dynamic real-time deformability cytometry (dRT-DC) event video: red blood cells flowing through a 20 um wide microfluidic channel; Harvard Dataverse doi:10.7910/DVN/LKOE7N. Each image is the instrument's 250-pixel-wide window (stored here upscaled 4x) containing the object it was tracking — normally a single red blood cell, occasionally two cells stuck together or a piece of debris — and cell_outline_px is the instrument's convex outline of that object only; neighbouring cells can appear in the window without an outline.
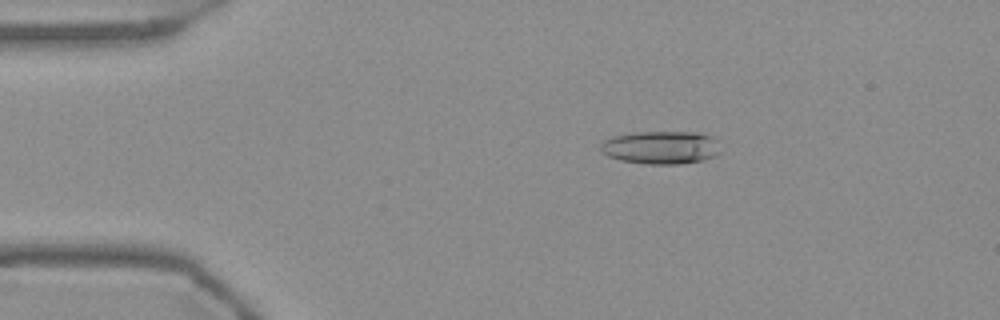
{"species": "Egyptian fruit bat (a non-hibernating species)", "species_latin": "Rousettus aegyptiacus", "temperature_condition": "warm", "stored_images_in_passage": 50, "camera_frame_rate_fps": 3000, "um_per_image_px": 0.085, "frame": {"image": 1, "passage_image": 5, "time_ms": 1.333, "image_size_px": [1000, 320], "cell_outline_px": [[724, 152], [716, 156], [700, 160], [680, 164], [648, 164], [620, 160], [608, 156], [600, 148], [600, 144], [604, 140], [612, 136], [632, 132], [696, 132], [712, 136], [716, 140]], "centroid_in_image_um": [56.22, 12.53], "position_along_channel_um": 28.8, "area_um2": 23.35}}
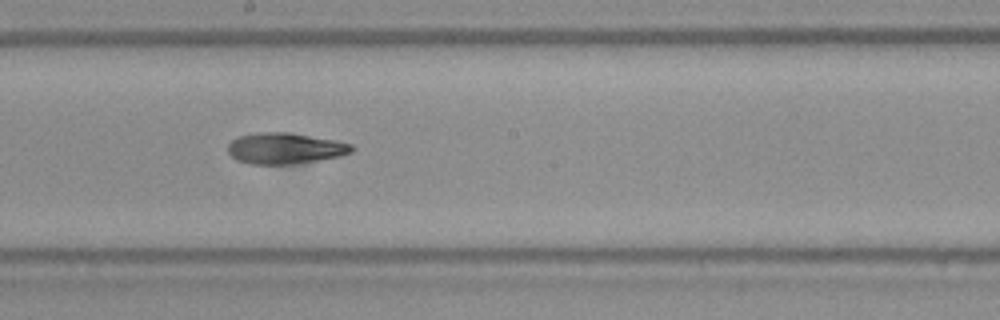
{"frame": {"image": 2, "passage_image": 25, "time_ms": 8.0, "image_size_px": [1000, 320], "cell_outline_px": [[356, 148], [352, 152], [340, 156], [292, 164], [248, 164], [236, 160], [228, 152], [228, 144], [232, 140], [240, 136], [256, 132], [288, 132], [336, 140], [352, 144]], "centroid_in_image_um": [24.23, 12.6], "position_along_channel_um": 224.0, "area_um2": 22.48}}
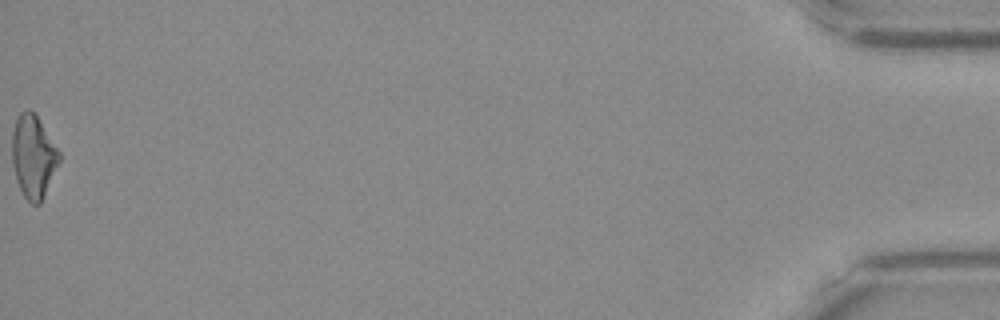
{"frame": {"image": 3, "passage_image": 50, "time_ms": 16.333, "image_size_px": [1000, 320], "cell_outline_px": [[60, 160], [44, 196], [40, 204], [32, 204], [24, 196], [16, 180], [12, 164], [12, 132], [16, 116], [20, 112], [28, 108], [36, 116], [60, 152]], "centroid_in_image_um": [2.81, 13.3], "position_along_channel_um": 432.4, "area_um2": 22.6}, "authors_computed_cell_mechanics": {"area_um2": 22.5709, "velocity_mm_per_s": 3.7423, "shape_relaxation_time_tau1_ms": null, "shape_relaxation_time_tau2_ms": 7.1022, "deformation_change_tau1": null, "deformation_change_tau2": 0.195}}